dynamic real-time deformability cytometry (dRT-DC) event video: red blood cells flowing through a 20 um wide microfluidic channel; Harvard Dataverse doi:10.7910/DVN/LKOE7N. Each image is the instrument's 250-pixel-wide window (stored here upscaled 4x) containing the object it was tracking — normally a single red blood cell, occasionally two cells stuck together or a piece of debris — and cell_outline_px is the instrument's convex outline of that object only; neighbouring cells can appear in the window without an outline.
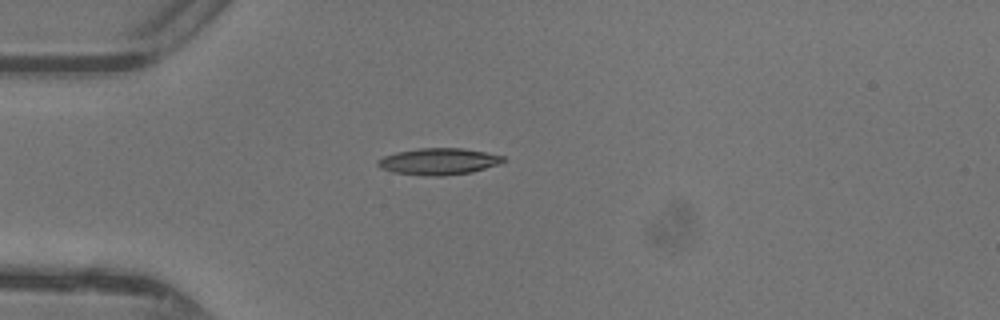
{"species": "common noctule bat (a hibernating species)", "species_latin": "Nyctalus noctula", "temperature_condition": "warm", "stored_images_in_passage": 35, "camera_frame_rate_fps": 3000, "um_per_image_px": 0.085, "animal": {"sex": "female"}, "frame": {"image": 1, "passage_image": 1, "time_ms": 0.0, "image_size_px": [1000, 320], "cell_outline_px": [[504, 160], [500, 164], [472, 172], [440, 176], [432, 176], [392, 172], [380, 168], [376, 164], [376, 160], [384, 156], [396, 152], [420, 148], [464, 148], [504, 156]], "centroid_in_image_um": [37.26, 13.72], "position_along_channel_um": 47.7, "area_um2": 19.42}}
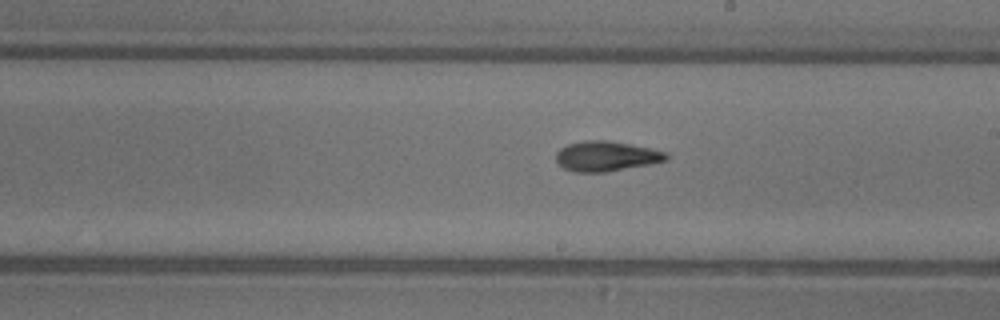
{"frame": {"image": 2, "passage_image": 15, "time_ms": 4.667, "image_size_px": [1000, 320], "cell_outline_px": [[668, 160], [608, 172], [572, 172], [564, 168], [556, 160], [556, 152], [560, 148], [568, 144], [584, 140], [608, 140], [668, 152]], "centroid_in_image_um": [51.51, 13.28], "position_along_channel_um": 237.5, "area_um2": 19.25}}
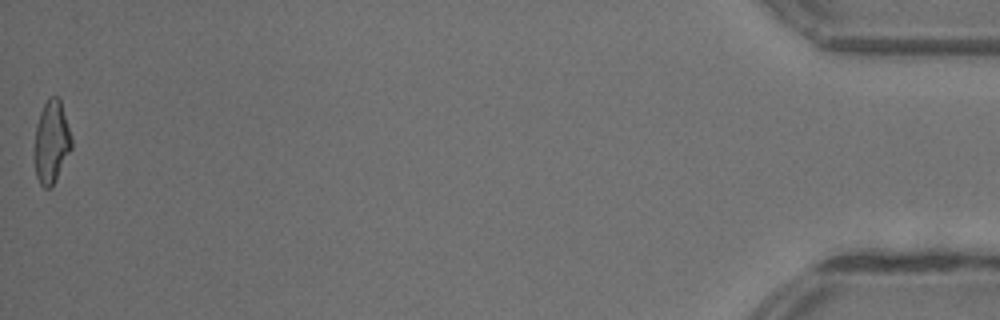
{"frame": {"image": 3, "passage_image": 35, "time_ms": 11.333, "image_size_px": [1000, 320], "cell_outline_px": [[72, 148], [52, 188], [44, 188], [40, 184], [36, 176], [36, 124], [40, 112], [48, 96], [60, 96], [72, 140]], "centroid_in_image_um": [4.4, 12.04], "position_along_channel_um": 430.8, "area_um2": 17.74}, "authors_computed_cell_mechanics": {"area_um2": 18.496, "velocity_mm_per_s": 4.4193, "shape_relaxation_time_tau1_ms": 4.8699, "shape_relaxation_time_tau2_ms": 2.6683, "deformation_change_tau1": 0.1875, "deformation_change_tau2": 0.1143}}